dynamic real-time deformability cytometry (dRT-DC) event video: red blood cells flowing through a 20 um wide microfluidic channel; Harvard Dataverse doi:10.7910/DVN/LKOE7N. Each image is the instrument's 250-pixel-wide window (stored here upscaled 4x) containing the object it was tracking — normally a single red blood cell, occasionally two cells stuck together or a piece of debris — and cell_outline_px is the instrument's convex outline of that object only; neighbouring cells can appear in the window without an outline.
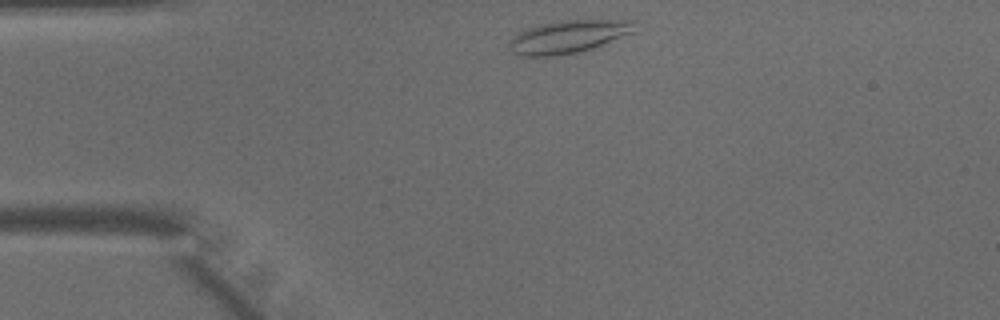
{"species": "common noctule bat (a hibernating species)", "species_latin": "Nyctalus noctula", "temperature_condition": "warm", "stored_images_in_passage": 37, "camera_frame_rate_fps": 3000, "um_per_image_px": 0.085, "animal": {"sex": "male", "body_mass_g": 15.6}, "frame": {"image": 1, "passage_image": 1, "time_ms": 0.0, "image_size_px": [1000, 320], "cell_outline_px": [[636, 32], [592, 48], [580, 52], [556, 56], [520, 56], [512, 52], [508, 48], [508, 44], [524, 28], [540, 24], [560, 20], [632, 20]], "centroid_in_image_um": [48.3, 3.12], "position_along_channel_um": 36.7, "area_um2": 24.04}}
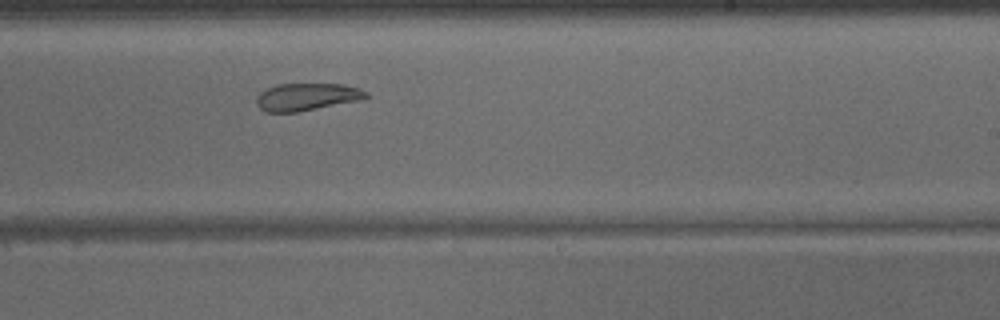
{"frame": {"image": 2, "passage_image": 19, "time_ms": 6.0, "image_size_px": [1000, 320], "cell_outline_px": [[368, 96], [364, 100], [296, 112], [264, 112], [256, 104], [256, 96], [260, 92], [268, 88], [280, 84], [340, 84], [360, 88], [368, 92]], "centroid_in_image_um": [26.1, 8.24], "position_along_channel_um": 262.9, "area_um2": 17.63}}
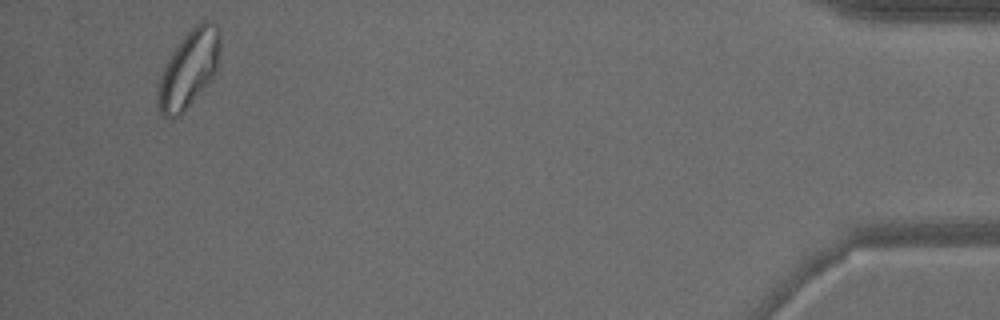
{"frame": {"image": 3, "passage_image": 35, "time_ms": 11.333, "image_size_px": [1000, 320], "cell_outline_px": [[220, 52], [216, 72], [184, 112], [180, 116], [160, 116], [156, 104], [156, 92], [160, 76], [172, 52], [180, 40], [200, 20], [212, 20], [216, 24], [220, 32]], "centroid_in_image_um": [16.04, 5.85], "position_along_channel_um": 419.2, "area_um2": 28.15}}